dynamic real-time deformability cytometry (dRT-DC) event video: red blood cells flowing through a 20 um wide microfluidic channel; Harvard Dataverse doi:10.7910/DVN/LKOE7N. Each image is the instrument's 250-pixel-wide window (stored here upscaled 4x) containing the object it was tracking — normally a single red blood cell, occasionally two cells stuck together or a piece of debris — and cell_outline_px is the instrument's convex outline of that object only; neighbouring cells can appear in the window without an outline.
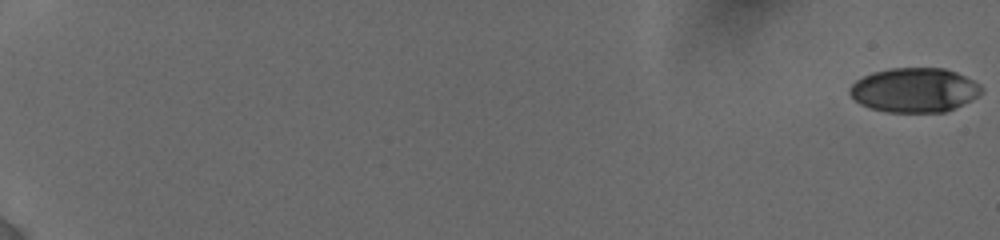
{"species": "human", "species_latin": "Homo sapiens", "temperature_condition": "cold", "stored_images_in_passage": 21, "camera_frame_rate_fps": 3000, "um_per_image_px": 0.085, "donor": {"sex": "female"}, "frame": {"image": 1, "passage_image": 1, "time_ms": 0.0, "image_size_px": [1000, 240], "cell_outline_px": [[984, 88], [972, 100], [964, 104], [944, 112], [888, 112], [868, 108], [860, 104], [848, 92], [848, 88], [856, 80], [872, 72], [892, 68], [944, 68], [956, 72], [980, 84]], "centroid_in_image_um": [77.71, 7.66], "position_along_channel_um": 7.3, "area_um2": 34.1}}
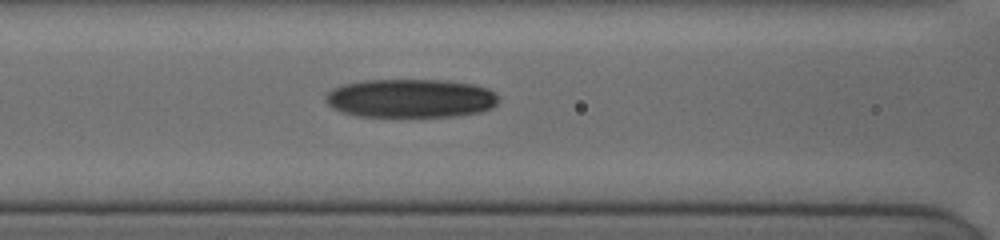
{"frame": {"image": 2, "passage_image": 14, "time_ms": 9.333, "image_size_px": [1000, 240], "cell_outline_px": [[500, 100], [492, 108], [480, 112], [456, 116], [356, 116], [332, 108], [324, 100], [324, 96], [332, 88], [344, 84], [360, 80], [448, 80], [472, 84], [488, 88]], "centroid_in_image_um": [34.88, 8.35], "position_along_channel_um": 131.7, "area_um2": 39.13}}
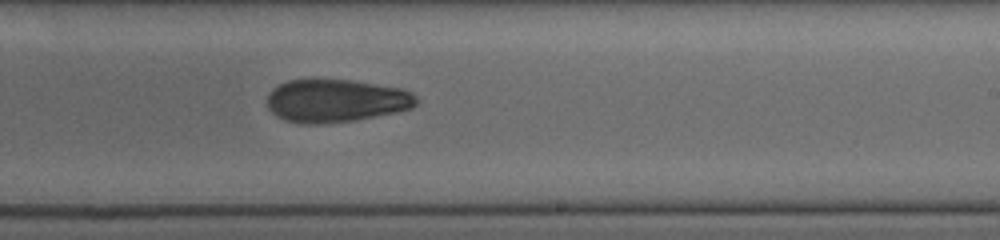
{"frame": {"image": 3, "passage_image": 21, "time_ms": 12.667, "image_size_px": [1000, 240], "cell_outline_px": [[416, 104], [412, 108], [396, 112], [352, 120], [320, 124], [304, 124], [284, 120], [276, 116], [268, 108], [268, 92], [272, 88], [288, 80], [352, 80], [404, 88], [412, 92], [416, 96]], "centroid_in_image_um": [28.55, 8.56], "position_along_channel_um": 260.4, "area_um2": 37.34}}